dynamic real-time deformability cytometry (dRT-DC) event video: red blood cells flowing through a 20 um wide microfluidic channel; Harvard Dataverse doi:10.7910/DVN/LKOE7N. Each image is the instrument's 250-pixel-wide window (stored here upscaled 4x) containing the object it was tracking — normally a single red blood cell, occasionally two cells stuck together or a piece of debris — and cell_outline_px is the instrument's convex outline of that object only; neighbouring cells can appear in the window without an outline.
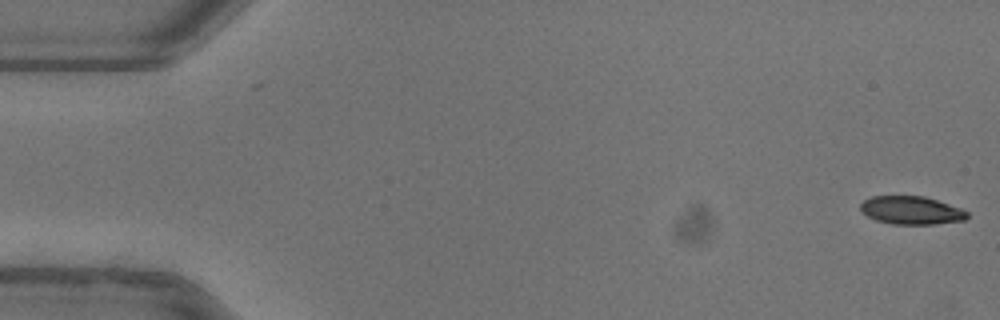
{"species": "common noctule bat (a hibernating species)", "species_latin": "Nyctalus noctula", "temperature_condition": "warm", "stored_images_in_passage": 52, "camera_frame_rate_fps": 3000, "um_per_image_px": 0.085, "animal": {"sex": "female"}, "frame": {"image": 1, "passage_image": 1, "time_ms": 0.0, "image_size_px": [1000, 320], "cell_outline_px": [[968, 216], [964, 220], [936, 224], [892, 224], [876, 220], [868, 216], [860, 208], [860, 204], [864, 200], [872, 196], [924, 196], [960, 208], [968, 212]], "centroid_in_image_um": [77.46, 17.88], "position_along_channel_um": 7.5, "area_um2": 17.34}}
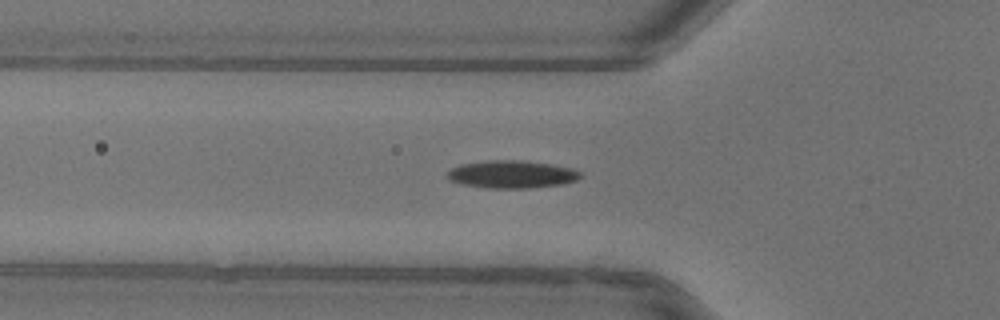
{"frame": {"image": 2, "passage_image": 18, "time_ms": 5.667, "image_size_px": [1000, 320], "cell_outline_px": [[580, 176], [576, 180], [560, 184], [528, 188], [488, 188], [460, 184], [448, 180], [448, 172], [452, 168], [460, 164], [488, 160], [520, 160], [552, 164], [572, 168], [580, 172]], "centroid_in_image_um": [43.46, 14.81], "position_along_channel_um": 82.3, "area_um2": 21.39}}
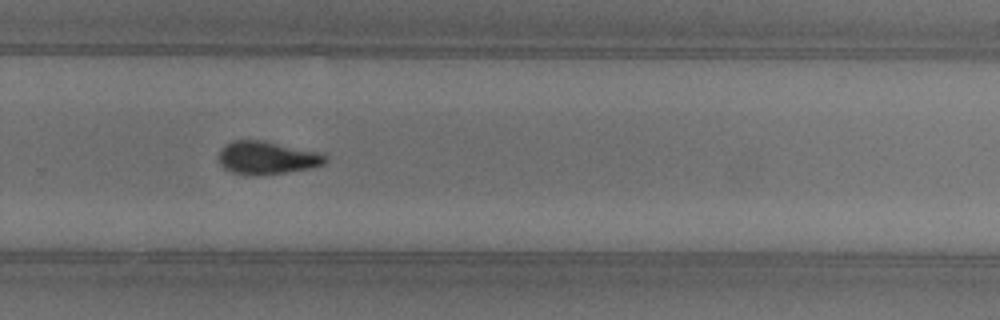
{"frame": {"image": 3, "passage_image": 35, "time_ms": 11.333, "image_size_px": [1000, 320], "cell_outline_px": [[328, 160], [324, 164], [308, 168], [260, 176], [244, 176], [232, 172], [224, 168], [220, 164], [220, 148], [224, 144], [232, 140], [264, 140], [324, 152], [328, 156]], "centroid_in_image_um": [22.72, 13.4], "position_along_channel_um": 307.1, "area_um2": 21.04}, "authors_computed_cell_mechanics": {"area_um2": 19.6809, "velocity_mm_per_s": 3.9574, "shape_relaxation_time_tau1_ms": 4.0314, "shape_relaxation_time_tau2_ms": 2.5702, "deformation_change_tau1": 0.1607, "deformation_change_tau2": 0.0872}}